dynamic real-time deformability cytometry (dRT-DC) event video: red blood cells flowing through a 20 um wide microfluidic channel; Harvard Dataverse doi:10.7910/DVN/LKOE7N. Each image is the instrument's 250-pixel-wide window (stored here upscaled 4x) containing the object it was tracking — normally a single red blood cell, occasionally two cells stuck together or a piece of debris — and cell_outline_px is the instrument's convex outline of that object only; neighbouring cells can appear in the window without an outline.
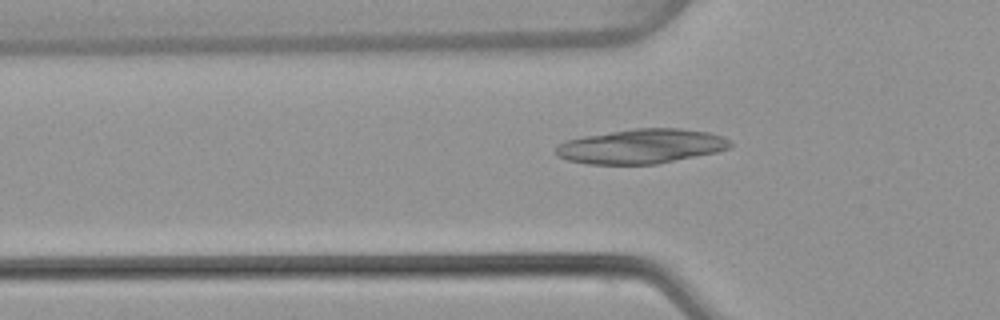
{"species": "common noctule bat (a hibernating species)", "species_latin": "Nyctalus noctula", "temperature_condition": "warm", "stored_images_in_passage": 42, "camera_frame_rate_fps": 3000, "um_per_image_px": 0.085, "animal": {"sex": "female", "body_mass_g": 22.7, "forearm_length_mm": 54.2}, "frame": {"image": 1, "passage_image": 13, "time_ms": 4.0, "image_size_px": [1000, 320], "cell_outline_px": [[732, 148], [716, 152], [656, 164], [588, 164], [568, 160], [556, 156], [556, 144], [564, 140], [584, 136], [632, 128], [680, 128], [708, 132], [724, 136], [732, 144]], "centroid_in_image_um": [54.49, 12.43], "position_along_channel_um": 71.3, "area_um2": 35.32}}
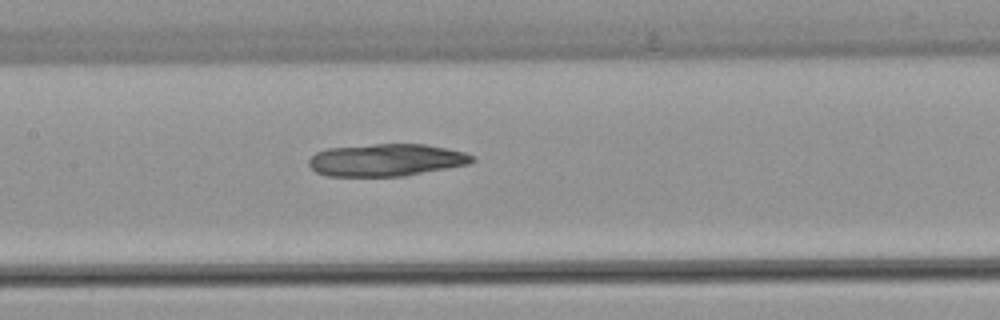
{"frame": {"image": 2, "passage_image": 21, "time_ms": 6.667, "image_size_px": [1000, 320], "cell_outline_px": [[476, 160], [468, 164], [404, 176], [328, 176], [316, 172], [308, 164], [308, 160], [316, 152], [328, 148], [376, 144], [424, 144], [464, 152], [476, 156]], "centroid_in_image_um": [32.83, 13.6], "position_along_channel_um": 174.6, "area_um2": 30.69}}
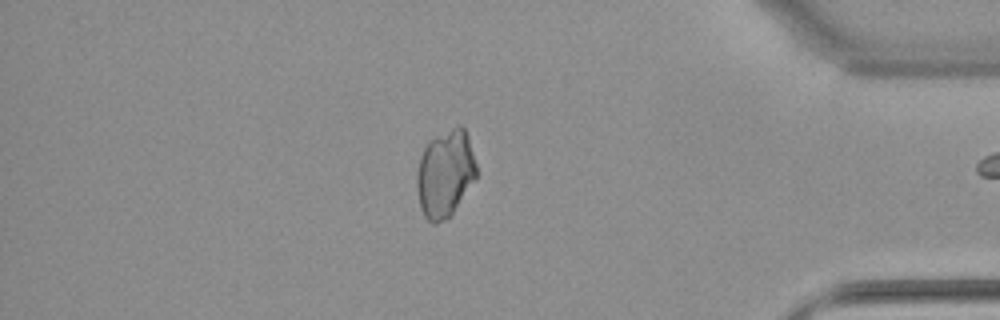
{"frame": {"image": 3, "passage_image": 41, "time_ms": 13.333, "image_size_px": [1000, 320], "cell_outline_px": [[476, 176], [452, 212], [448, 216], [436, 224], [432, 224], [424, 216], [420, 208], [416, 188], [416, 176], [420, 156], [424, 148], [436, 136], [460, 124], [464, 128], [468, 136], [476, 164]], "centroid_in_image_um": [37.81, 14.75], "position_along_channel_um": 397.4, "area_um2": 29.77}}